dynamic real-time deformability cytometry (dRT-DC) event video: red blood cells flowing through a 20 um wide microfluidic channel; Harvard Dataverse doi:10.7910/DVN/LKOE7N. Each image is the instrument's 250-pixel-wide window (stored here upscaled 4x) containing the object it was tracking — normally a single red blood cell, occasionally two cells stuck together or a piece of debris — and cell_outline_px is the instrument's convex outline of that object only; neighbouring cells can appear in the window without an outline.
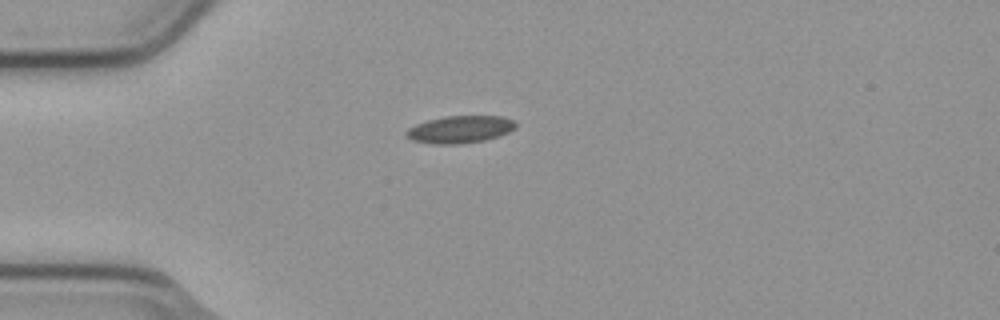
{"species": "common noctule bat (a hibernating species)", "species_latin": "Nyctalus noctula", "temperature_condition": "cold", "stored_images_in_passage": 4, "camera_frame_rate_fps": 3000, "um_per_image_px": 0.085, "animal": {"sex": "male", "body_mass_g": 23.1, "forearm_length_mm": 52.7}, "frame": {"image": 1, "passage_image": 1, "time_ms": 0.0, "image_size_px": [1000, 320], "cell_outline_px": [[516, 128], [508, 132], [484, 140], [456, 144], [436, 144], [412, 140], [404, 132], [408, 128], [416, 124], [428, 120], [444, 116], [500, 116], [512, 120], [516, 124]], "centroid_in_image_um": [39.08, 10.99], "position_along_channel_um": 45.9, "area_um2": 17.17}}
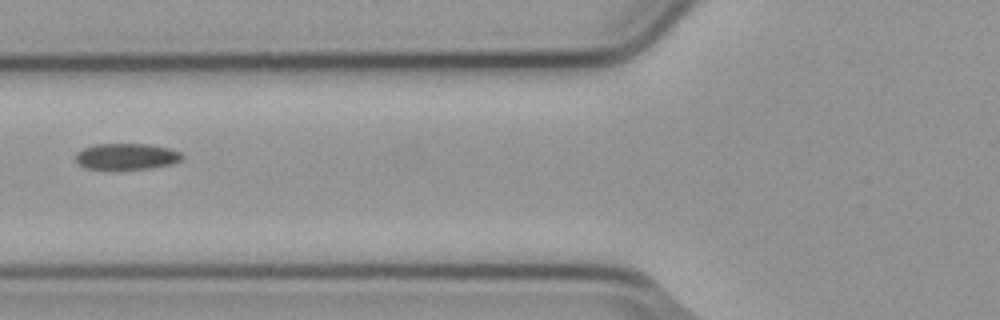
{"frame": {"image": 2, "passage_image": 3, "time_ms": 0.667, "image_size_px": [1000, 320], "cell_outline_px": [[184, 156], [180, 160], [172, 164], [152, 168], [84, 168], [76, 160], [76, 152], [84, 148], [96, 144], [148, 144], [168, 148], [180, 152]], "centroid_in_image_um": [10.77, 13.28], "position_along_channel_um": 115.0, "area_um2": 15.95}}
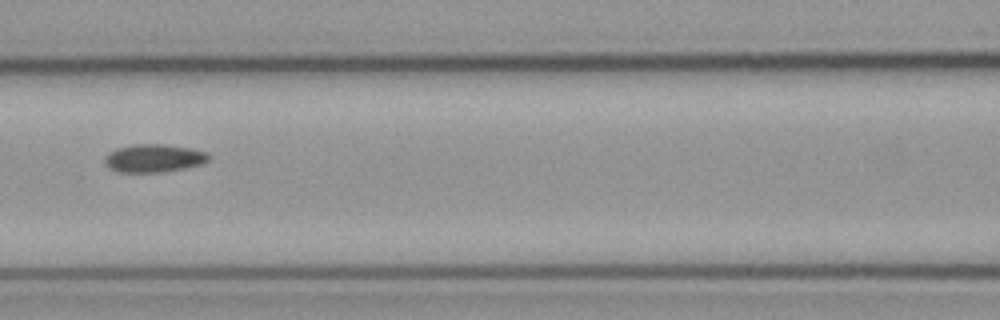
{"frame": {"image": 3, "passage_image": 4, "time_ms": 1.0, "image_size_px": [1000, 320], "cell_outline_px": [[208, 160], [200, 164], [184, 168], [156, 172], [120, 172], [112, 168], [104, 160], [104, 156], [108, 152], [116, 148], [136, 144], [164, 144], [192, 148], [208, 152]], "centroid_in_image_um": [13.08, 13.42], "position_along_channel_um": 153.5, "area_um2": 16.76}}